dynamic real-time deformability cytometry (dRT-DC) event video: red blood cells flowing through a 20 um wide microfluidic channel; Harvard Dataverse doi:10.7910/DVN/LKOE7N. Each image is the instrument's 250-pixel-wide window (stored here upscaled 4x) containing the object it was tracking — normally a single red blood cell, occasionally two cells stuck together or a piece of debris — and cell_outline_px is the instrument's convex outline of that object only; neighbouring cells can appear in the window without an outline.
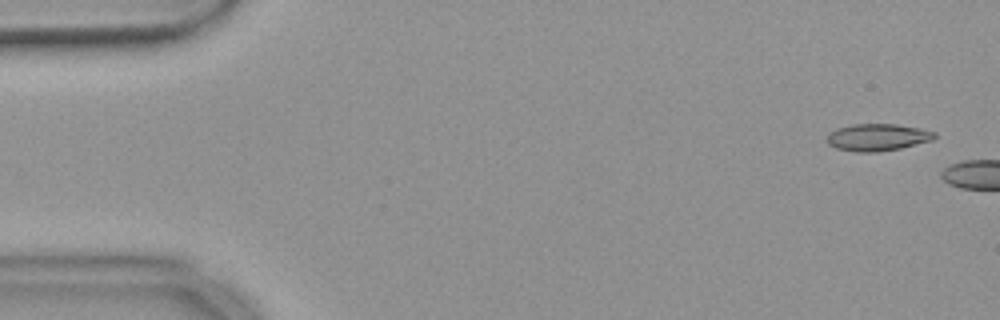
{"species": "common noctule bat (a hibernating species)", "species_latin": "Nyctalus noctula", "temperature_condition": "warm", "stored_images_in_passage": 4, "camera_frame_rate_fps": 3000, "um_per_image_px": 0.085, "animal": {"sex": "female", "body_mass_g": 18.4}, "frame": {"image": 1, "passage_image": 1, "time_ms": 0.0, "image_size_px": [1000, 320], "cell_outline_px": [[936, 136], [932, 140], [900, 148], [876, 152], [856, 152], [836, 148], [828, 144], [828, 132], [836, 128], [852, 124], [896, 124], [920, 128], [936, 132]], "centroid_in_image_um": [74.57, 11.66], "position_along_channel_um": 10.4, "area_um2": 16.99}}